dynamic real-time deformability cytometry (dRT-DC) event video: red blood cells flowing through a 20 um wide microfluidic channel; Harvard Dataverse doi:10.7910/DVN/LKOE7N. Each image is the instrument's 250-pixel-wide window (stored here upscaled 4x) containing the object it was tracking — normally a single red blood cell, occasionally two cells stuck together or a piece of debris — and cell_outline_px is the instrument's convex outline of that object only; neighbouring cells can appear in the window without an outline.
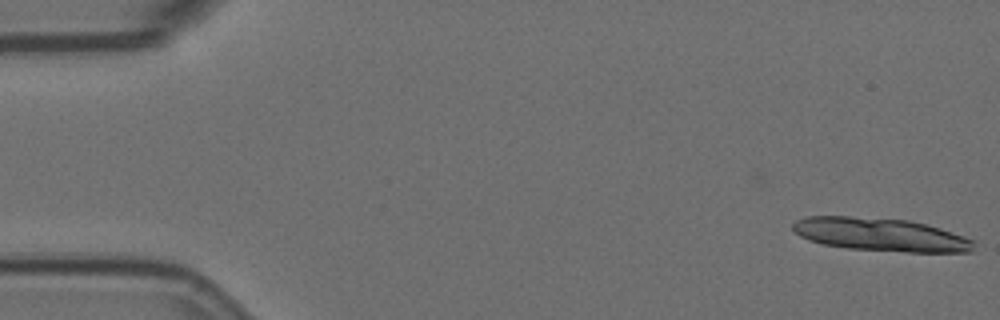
{"species": "Egyptian fruit bat (a non-hibernating species)", "species_latin": "Rousettus aegyptiacus", "temperature_condition": "room temperature", "stored_images_in_passage": 15, "segment_of_instrument_passage": [1, 2], "camera_frame_rate_fps": 3000, "um_per_image_px": 0.085, "animal": {"sex": "female"}, "frame": {"image": 1, "passage_image": 1, "time_ms": 0.0, "image_size_px": [1000, 320], "cell_outline_px": [[976, 244], [972, 252], [904, 252], [848, 248], [824, 244], [808, 240], [800, 236], [792, 228], [792, 224], [796, 220], [808, 216], [848, 216], [908, 220], [940, 228], [976, 240]], "centroid_in_image_um": [74.88, 19.94], "position_along_channel_um": 10.1, "area_um2": 35.03}}